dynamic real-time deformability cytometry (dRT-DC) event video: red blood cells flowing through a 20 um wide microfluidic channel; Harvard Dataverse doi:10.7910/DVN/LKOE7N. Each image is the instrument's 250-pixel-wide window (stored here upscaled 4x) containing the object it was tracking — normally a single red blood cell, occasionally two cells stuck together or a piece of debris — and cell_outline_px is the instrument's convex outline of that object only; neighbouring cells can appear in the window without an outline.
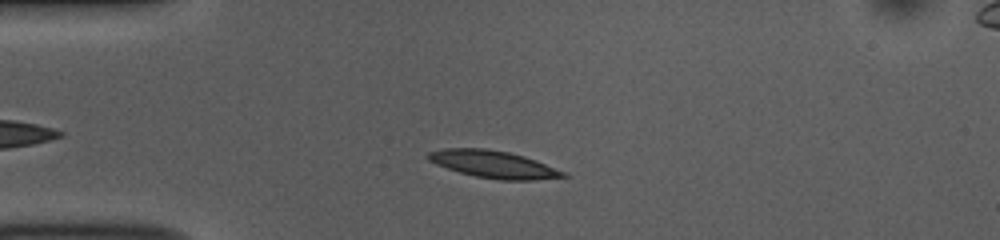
{"species": "common noctule bat (a hibernating species)", "species_latin": "Nyctalus noctula", "temperature_condition": "room temperature", "stored_images_in_passage": 48, "camera_frame_rate_fps": 3000, "um_per_image_px": 0.085, "animal": {"sex": "female", "body_mass_g": 10.0, "forearm_length_mm": 53.1}, "frame": {"image": 1, "passage_image": 8, "time_ms": 2.333, "image_size_px": [1000, 240], "cell_outline_px": [[568, 176], [536, 180], [500, 180], [476, 176], [460, 172], [436, 164], [428, 160], [424, 156], [428, 152], [444, 148], [488, 148], [508, 152], [524, 156], [536, 160], [564, 172]], "centroid_in_image_um": [41.9, 13.95], "position_along_channel_um": 43.1, "area_um2": 21.39}}
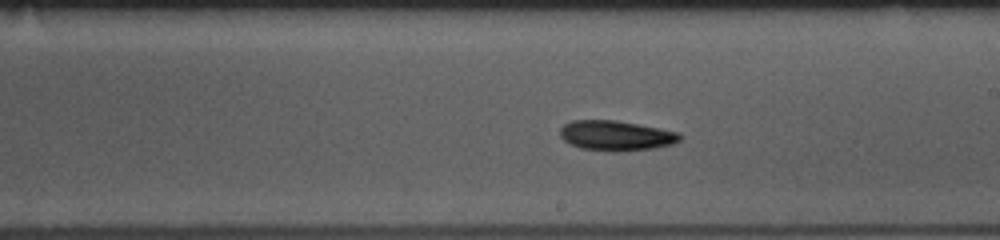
{"frame": {"image": 2, "passage_image": 25, "time_ms": 8.0, "image_size_px": [1000, 240], "cell_outline_px": [[680, 140], [672, 144], [652, 148], [620, 152], [608, 152], [580, 148], [564, 140], [560, 136], [560, 128], [564, 124], [572, 120], [616, 120], [660, 128], [680, 132]], "centroid_in_image_um": [52.35, 11.53], "position_along_channel_um": 236.7, "area_um2": 21.1}}
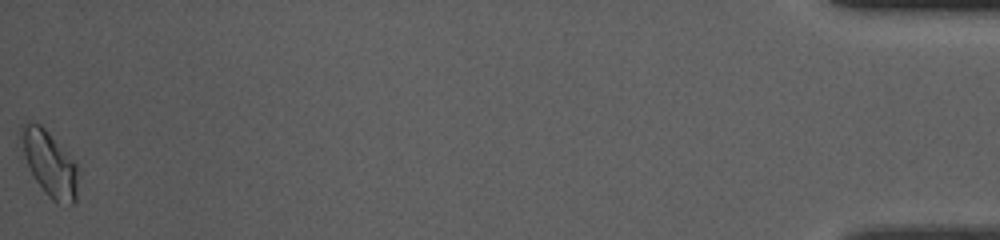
{"frame": {"image": 3, "passage_image": 48, "time_ms": 15.667, "image_size_px": [1000, 240], "cell_outline_px": [[76, 200], [72, 204], [64, 208], [56, 204], [44, 192], [36, 180], [28, 164], [24, 152], [20, 136], [20, 124], [28, 120], [40, 124], [48, 132], [76, 164]], "centroid_in_image_um": [4.19, 13.93], "position_along_channel_um": 431.0, "area_um2": 21.27}}